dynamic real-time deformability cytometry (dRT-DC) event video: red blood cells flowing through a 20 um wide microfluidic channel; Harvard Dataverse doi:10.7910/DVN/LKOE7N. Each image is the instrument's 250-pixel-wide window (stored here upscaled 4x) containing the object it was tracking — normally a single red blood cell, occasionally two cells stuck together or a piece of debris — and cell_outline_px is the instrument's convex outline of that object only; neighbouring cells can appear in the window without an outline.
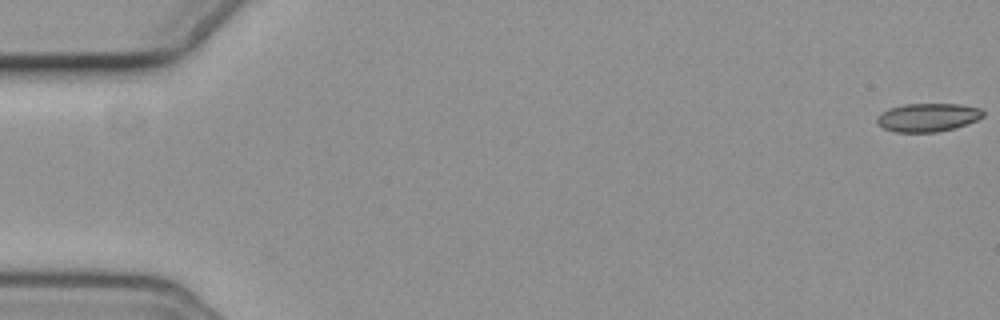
{"species": "common noctule bat (a hibernating species)", "species_latin": "Nyctalus noctula", "temperature_condition": "cold", "stored_images_in_passage": 5, "camera_frame_rate_fps": 3000, "um_per_image_px": 0.085, "animal": {"sex": "female", "body_mass_g": 19.3, "forearm_length_mm": 54.1}, "frame": {"image": 1, "passage_image": 1, "time_ms": 0.0, "image_size_px": [1000, 320], "cell_outline_px": [[984, 116], [976, 120], [952, 128], [936, 132], [896, 132], [884, 128], [876, 124], [876, 120], [888, 108], [904, 104], [960, 104], [980, 108], [984, 112]], "centroid_in_image_um": [78.85, 9.97], "position_along_channel_um": 6.1, "area_um2": 17.34}}
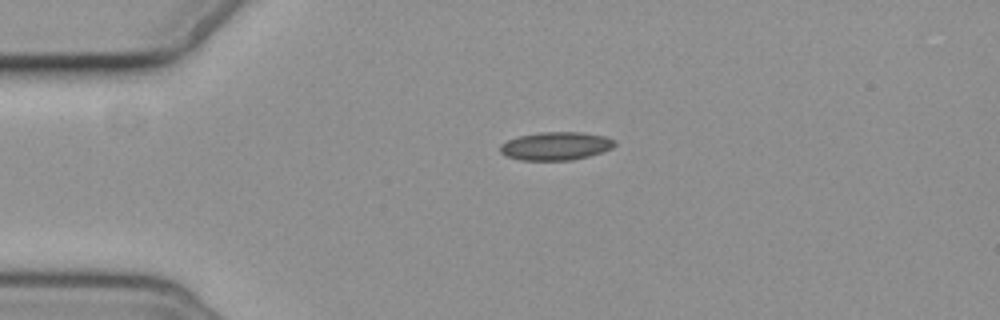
{"frame": {"image": 2, "passage_image": 4, "time_ms": 4.333, "image_size_px": [1000, 320], "cell_outline_px": [[616, 144], [612, 148], [588, 156], [572, 160], [520, 160], [504, 156], [500, 152], [500, 144], [508, 140], [520, 136], [540, 132], [580, 132], [604, 136], [616, 140]], "centroid_in_image_um": [47.22, 12.41], "position_along_channel_um": 37.8, "area_um2": 18.79}}